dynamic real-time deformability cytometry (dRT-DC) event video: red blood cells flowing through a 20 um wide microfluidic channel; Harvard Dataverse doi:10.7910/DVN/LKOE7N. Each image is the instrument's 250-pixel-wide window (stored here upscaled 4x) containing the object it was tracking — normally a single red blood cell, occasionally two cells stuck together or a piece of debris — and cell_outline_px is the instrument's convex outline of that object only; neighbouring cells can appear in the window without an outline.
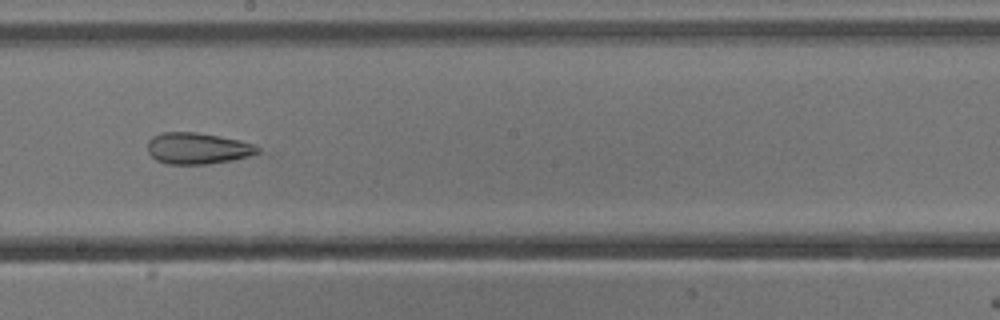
{"species": "common noctule bat (a hibernating species)", "species_latin": "Nyctalus noctula", "temperature_condition": "cold", "stored_images_in_passage": 39, "camera_frame_rate_fps": 3000, "um_per_image_px": 0.085, "animal": {"sex": "male", "body_mass_g": 13.3}, "frame": {"image": 1, "passage_image": 17, "time_ms": 5.333, "image_size_px": [1000, 320], "cell_outline_px": [[260, 152], [248, 156], [232, 160], [208, 164], [168, 164], [156, 160], [148, 152], [148, 140], [152, 136], [160, 132], [196, 132], [220, 136], [240, 140], [252, 144], [260, 148]], "centroid_in_image_um": [16.77, 12.6], "position_along_channel_um": 231.4, "area_um2": 20.17}}